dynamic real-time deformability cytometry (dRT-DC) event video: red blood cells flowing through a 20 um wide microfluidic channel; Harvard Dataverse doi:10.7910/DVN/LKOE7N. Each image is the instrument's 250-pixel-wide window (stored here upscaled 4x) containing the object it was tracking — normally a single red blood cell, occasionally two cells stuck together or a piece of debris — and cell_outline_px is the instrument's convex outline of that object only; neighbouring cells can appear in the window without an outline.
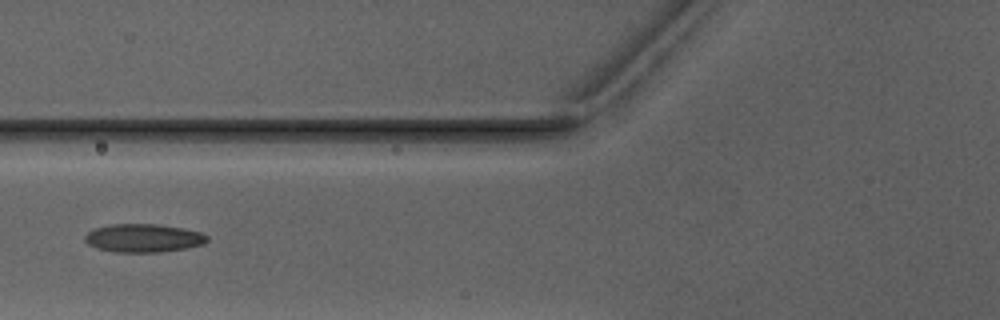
{"species": "Egyptian fruit bat (a non-hibernating species)", "species_latin": "Rousettus aegyptiacus", "temperature_condition": "warm", "stored_images_in_passage": 2, "camera_frame_rate_fps": 3000, "um_per_image_px": 0.085, "animal": {"sex": "male"}, "frame": {"image": 1, "passage_image": 2, "time_ms": 1.333, "image_size_px": [1000, 320], "cell_outline_px": [[208, 240], [204, 244], [184, 248], [160, 252], [116, 252], [96, 248], [88, 244], [84, 240], [84, 236], [88, 232], [96, 228], [112, 224], [156, 224], [184, 228], [200, 232], [208, 236]], "centroid_in_image_um": [12.19, 20.23], "position_along_channel_um": 113.6, "area_um2": 20.11}}